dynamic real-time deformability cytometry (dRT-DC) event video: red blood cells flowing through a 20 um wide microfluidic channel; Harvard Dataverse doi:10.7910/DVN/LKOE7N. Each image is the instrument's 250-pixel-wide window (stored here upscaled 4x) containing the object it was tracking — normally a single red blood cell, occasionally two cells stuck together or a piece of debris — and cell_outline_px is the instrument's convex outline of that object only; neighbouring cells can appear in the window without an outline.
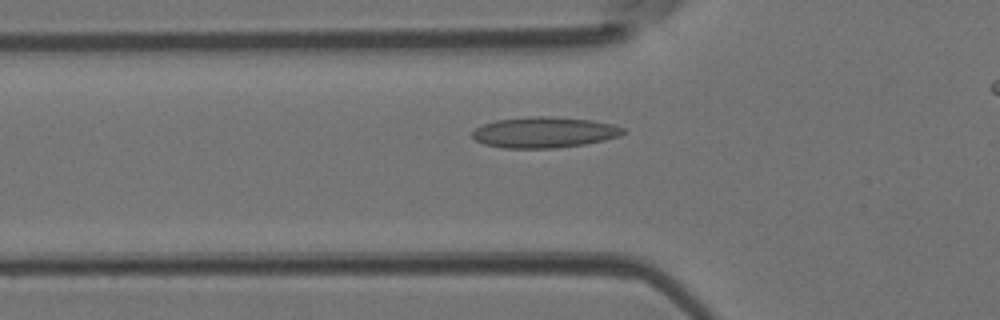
{"species": "Egyptian fruit bat (a non-hibernating species)", "species_latin": "Rousettus aegyptiacus", "temperature_condition": "room temperature", "stored_images_in_passage": 28, "camera_frame_rate_fps": 3000, "um_per_image_px": 0.085, "animal": {"sex": "female"}, "frame": {"image": 1, "passage_image": 3, "time_ms": 0.667, "image_size_px": [1000, 320], "cell_outline_px": [[624, 132], [620, 136], [604, 140], [584, 144], [556, 148], [504, 148], [484, 144], [476, 140], [472, 136], [472, 132], [476, 128], [484, 124], [496, 120], [536, 116], [552, 116], [592, 120], [612, 124], [624, 128]], "centroid_in_image_um": [46.27, 11.25], "position_along_channel_um": 79.5, "area_um2": 26.99}}
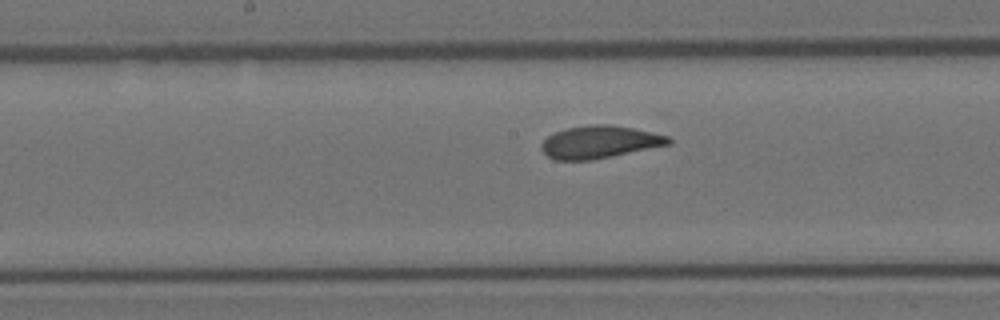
{"frame": {"image": 2, "passage_image": 11, "time_ms": 3.333, "image_size_px": [1000, 320], "cell_outline_px": [[672, 144], [592, 160], [556, 160], [548, 156], [540, 148], [540, 144], [548, 136], [556, 132], [568, 128], [592, 124], [608, 124], [632, 128], [652, 132], [668, 136], [672, 140]], "centroid_in_image_um": [50.97, 12.07], "position_along_channel_um": 197.2, "area_um2": 23.99}}
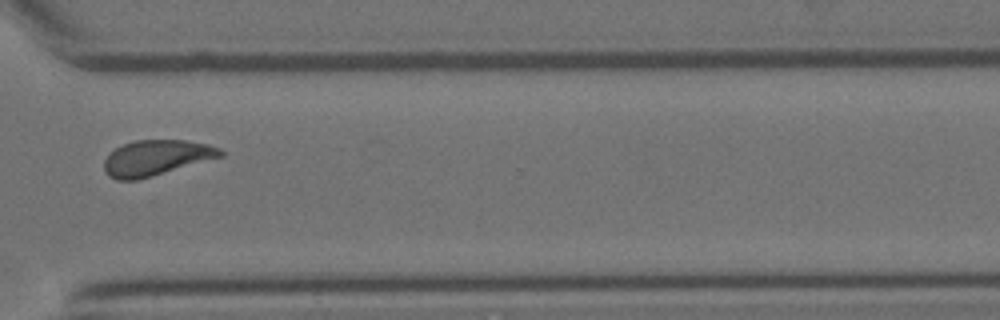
{"frame": {"image": 3, "passage_image": 22, "time_ms": 7.0, "image_size_px": [1000, 320], "cell_outline_px": [[224, 156], [152, 176], [136, 180], [116, 180], [108, 176], [104, 172], [104, 160], [116, 148], [124, 144], [136, 140], [184, 140], [208, 144], [220, 148], [224, 152]], "centroid_in_image_um": [13.29, 13.42], "position_along_channel_um": 357.3, "area_um2": 23.99}}